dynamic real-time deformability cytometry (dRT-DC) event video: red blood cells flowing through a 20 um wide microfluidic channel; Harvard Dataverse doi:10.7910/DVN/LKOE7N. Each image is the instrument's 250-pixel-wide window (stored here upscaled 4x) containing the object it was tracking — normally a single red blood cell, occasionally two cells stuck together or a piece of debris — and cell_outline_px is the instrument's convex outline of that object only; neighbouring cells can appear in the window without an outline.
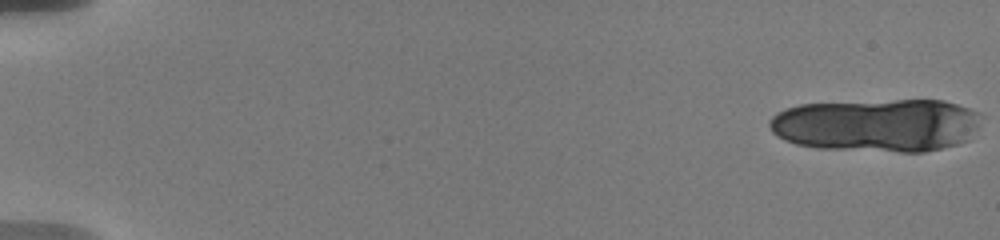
{"species": "human", "species_latin": "Homo sapiens", "temperature_condition": "warm", "stored_images_in_passage": 22, "camera_frame_rate_fps": 3000, "um_per_image_px": 0.085, "donor": {"sex": "male"}, "frame": {"image": 1, "passage_image": 1, "time_ms": 0.0, "image_size_px": [1000, 240], "cell_outline_px": [[980, 112], [976, 128], [964, 140], [956, 144], [924, 152], [900, 152], [816, 148], [796, 144], [784, 140], [776, 136], [772, 132], [768, 124], [768, 120], [776, 112], [784, 108], [800, 104], [896, 100], [944, 100]], "centroid_in_image_um": [74.45, 10.64], "position_along_channel_um": 10.5, "area_um2": 65.55}}